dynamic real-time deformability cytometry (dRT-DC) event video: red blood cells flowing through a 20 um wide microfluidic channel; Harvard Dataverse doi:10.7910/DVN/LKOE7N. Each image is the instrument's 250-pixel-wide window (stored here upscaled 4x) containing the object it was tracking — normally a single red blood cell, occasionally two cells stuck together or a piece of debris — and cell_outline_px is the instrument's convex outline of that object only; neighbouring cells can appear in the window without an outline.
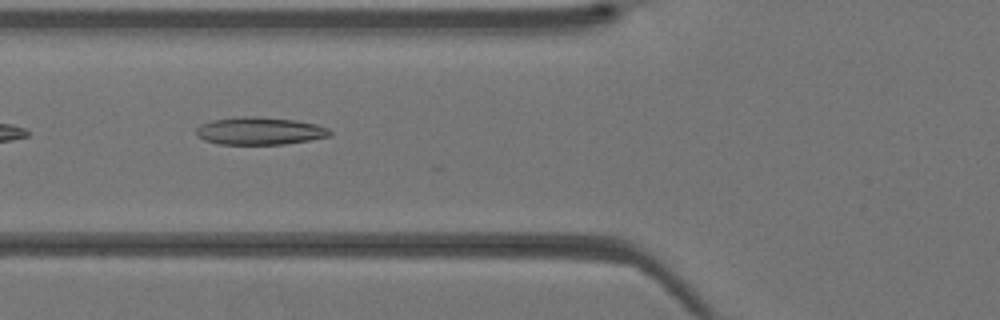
{"species": "Egyptian fruit bat (a non-hibernating species)", "species_latin": "Rousettus aegyptiacus", "temperature_condition": "warm", "stored_images_in_passage": 18, "camera_frame_rate_fps": 3000, "um_per_image_px": 0.085, "animal": {"sex": "female"}, "frame": {"image": 1, "passage_image": 16, "time_ms": 5.0, "image_size_px": [1000, 320], "cell_outline_px": [[332, 136], [284, 144], [216, 144], [204, 140], [196, 136], [196, 128], [200, 124], [212, 120], [240, 116], [260, 116], [296, 120], [316, 124], [328, 128], [332, 132]], "centroid_in_image_um": [22.06, 11.12], "position_along_channel_um": 103.7, "area_um2": 21.73}}